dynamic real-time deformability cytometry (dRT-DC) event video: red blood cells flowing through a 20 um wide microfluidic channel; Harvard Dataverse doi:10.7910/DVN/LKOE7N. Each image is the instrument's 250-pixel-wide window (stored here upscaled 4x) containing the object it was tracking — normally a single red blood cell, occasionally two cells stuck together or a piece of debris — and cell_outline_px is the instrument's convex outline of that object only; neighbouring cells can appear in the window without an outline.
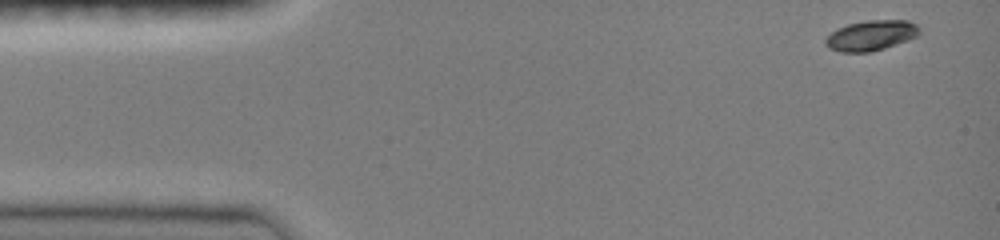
{"species": "common noctule bat (a hibernating species)", "species_latin": "Nyctalus noctula", "temperature_condition": "room temperature", "stored_images_in_passage": 43, "camera_frame_rate_fps": 3000, "um_per_image_px": 0.085, "animal": {"sex": "female", "body_mass_g": 19.0, "forearm_length_mm": 51.5}, "frame": {"image": 1, "passage_image": 1, "time_ms": 0.0, "image_size_px": [1000, 240], "cell_outline_px": [[920, 32], [916, 36], [908, 40], [872, 52], [840, 52], [828, 48], [824, 44], [824, 40], [836, 28], [848, 24], [868, 20], [908, 20], [916, 24], [920, 28]], "centroid_in_image_um": [74.02, 3.01], "position_along_channel_um": 11.0, "area_um2": 16.65}}
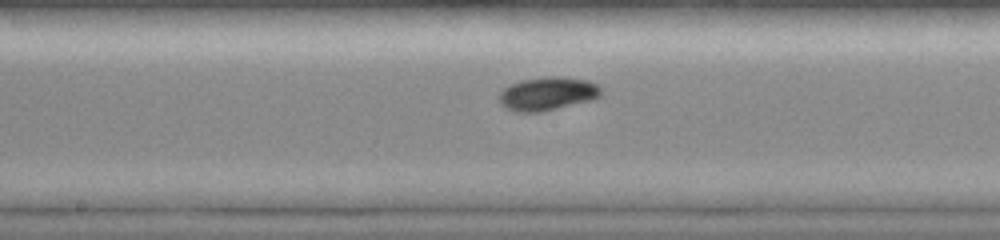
{"frame": {"image": 2, "passage_image": 23, "time_ms": 7.333, "image_size_px": [1000, 240], "cell_outline_px": [[604, 92], [600, 96], [592, 100], [544, 112], [516, 112], [504, 108], [500, 104], [496, 96], [508, 84], [520, 80], [548, 76], [560, 76], [588, 80], [600, 84]], "centroid_in_image_um": [46.54, 7.96], "position_along_channel_um": 201.7, "area_um2": 20.58}}
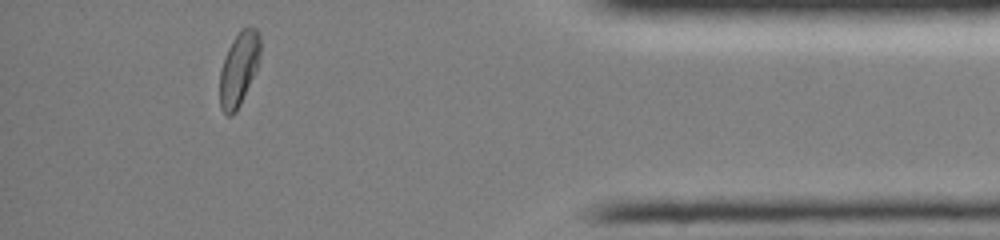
{"frame": {"image": 3, "passage_image": 41, "time_ms": 13.333, "image_size_px": [1000, 240], "cell_outline_px": [[260, 56], [256, 68], [240, 104], [236, 112], [232, 116], [228, 116], [220, 108], [220, 72], [224, 56], [232, 40], [240, 28], [256, 28], [260, 36]], "centroid_in_image_um": [20.28, 5.83], "position_along_channel_um": 414.9, "area_um2": 17.22}, "authors_computed_cell_mechanics": {"area_um2": 17.5134, "velocity_mm_per_s": 4.0561, "shape_relaxation_time_tau1_ms": 2.3027, "shape_relaxation_time_tau2_ms": null, "deformation_change_tau1": 0.1034, "deformation_change_tau2": null}}